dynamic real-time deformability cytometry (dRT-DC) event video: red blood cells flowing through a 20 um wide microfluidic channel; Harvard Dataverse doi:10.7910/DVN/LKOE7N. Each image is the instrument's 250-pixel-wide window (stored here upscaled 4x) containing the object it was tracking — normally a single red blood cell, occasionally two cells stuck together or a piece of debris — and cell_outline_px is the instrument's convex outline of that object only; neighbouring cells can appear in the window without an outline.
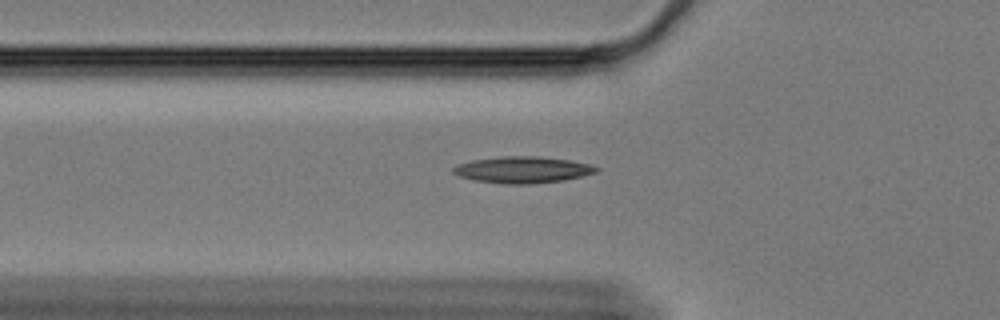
{"species": "Egyptian fruit bat (a non-hibernating species)", "species_latin": "Rousettus aegyptiacus", "temperature_condition": "cold", "stored_images_in_passage": 41, "camera_frame_rate_fps": 3000, "um_per_image_px": 0.085, "animal": {"sex": "female"}, "frame": {"image": 1, "passage_image": 2, "time_ms": 0.333, "image_size_px": [1000, 320], "cell_outline_px": [[600, 168], [596, 172], [564, 180], [532, 184], [504, 184], [476, 180], [460, 176], [452, 172], [452, 168], [460, 164], [472, 160], [504, 156], [540, 156], [568, 160], [588, 164]], "centroid_in_image_um": [44.42, 14.43], "position_along_channel_um": 81.4, "area_um2": 21.85}}
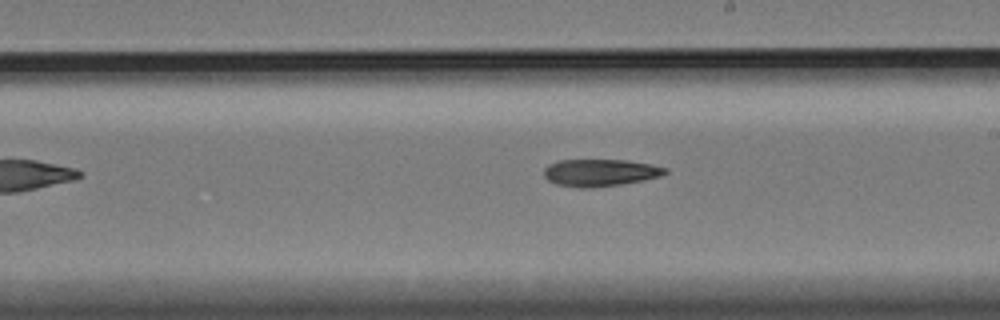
{"frame": {"image": 2, "passage_image": 16, "time_ms": 5.0, "image_size_px": [1000, 320], "cell_outline_px": [[668, 172], [660, 176], [644, 180], [620, 184], [588, 188], [580, 188], [556, 184], [548, 180], [544, 176], [544, 168], [548, 164], [560, 160], [624, 160], [648, 164], [668, 168]], "centroid_in_image_um": [50.98, 14.67], "position_along_channel_um": 238.0, "area_um2": 19.07}}
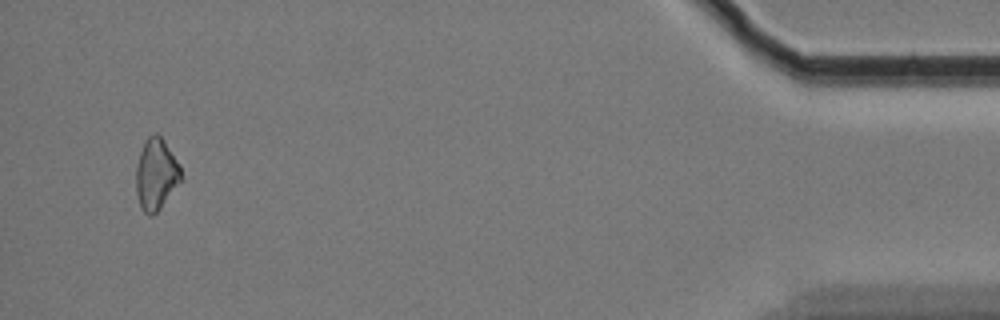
{"frame": {"image": 3, "passage_image": 39, "time_ms": 12.667, "image_size_px": [1000, 320], "cell_outline_px": [[180, 180], [160, 208], [152, 216], [148, 216], [140, 208], [136, 192], [136, 168], [140, 152], [148, 136], [156, 132], [164, 140], [180, 164]], "centroid_in_image_um": [13.24, 14.81], "position_along_channel_um": 422.0, "area_um2": 18.44}, "authors_computed_cell_mechanics": {"area_um2": 19.1896, "velocity_mm_per_s": 3.3373, "shape_relaxation_time_tau1_ms": 10.9916, "shape_relaxation_time_tau2_ms": null, "deformation_change_tau1": 0.1333, "deformation_change_tau2": null}}